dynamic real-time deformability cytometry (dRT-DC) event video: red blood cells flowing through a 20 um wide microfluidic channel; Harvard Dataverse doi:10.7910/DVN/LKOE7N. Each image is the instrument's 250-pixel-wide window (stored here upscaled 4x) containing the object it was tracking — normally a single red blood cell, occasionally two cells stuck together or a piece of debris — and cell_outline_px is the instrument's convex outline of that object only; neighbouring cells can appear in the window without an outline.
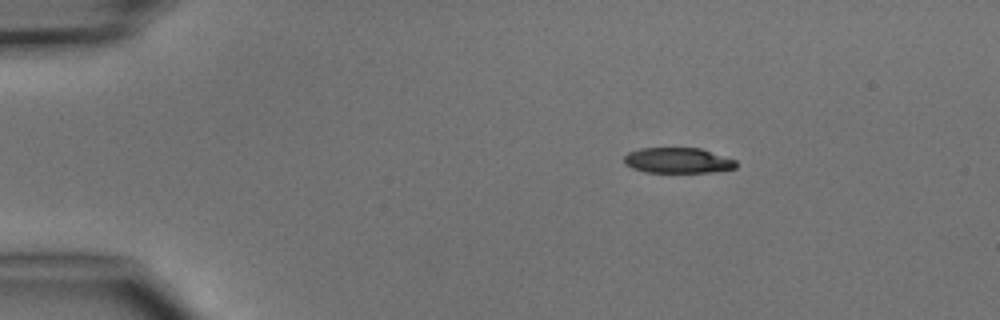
{"species": "common noctule bat (a hibernating species)", "species_latin": "Nyctalus noctula", "temperature_condition": "cold", "stored_images_in_passage": 2, "camera_frame_rate_fps": 3000, "um_per_image_px": 0.085, "animal": {"sex": "male", "body_mass_g": 15.6}, "frame": {"image": 1, "passage_image": 1, "time_ms": 0.0, "image_size_px": [1000, 320], "cell_outline_px": [[736, 168], [712, 172], [644, 172], [632, 168], [624, 164], [624, 156], [628, 152], [640, 148], [700, 148], [736, 160]], "centroid_in_image_um": [57.59, 13.64], "position_along_channel_um": 27.4, "area_um2": 16.65}}